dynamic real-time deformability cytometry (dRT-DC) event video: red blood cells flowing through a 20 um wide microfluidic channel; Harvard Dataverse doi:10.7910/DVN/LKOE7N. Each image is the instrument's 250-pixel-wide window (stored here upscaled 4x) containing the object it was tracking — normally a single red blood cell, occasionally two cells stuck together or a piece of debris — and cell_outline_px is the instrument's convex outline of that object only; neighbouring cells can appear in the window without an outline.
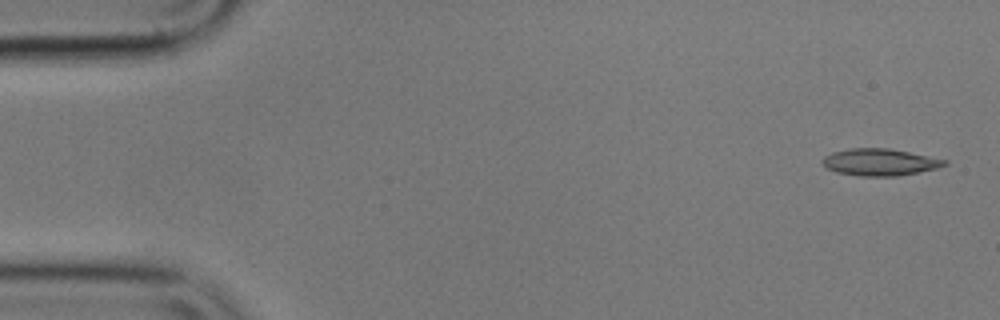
{"species": "common noctule bat (a hibernating species)", "species_latin": "Nyctalus noctula", "temperature_condition": "cold", "stored_images_in_passage": 43, "camera_frame_rate_fps": 3000, "um_per_image_px": 0.085, "animal": {"sex": "male", "body_mass_g": 17.9}, "frame": {"image": 1, "passage_image": 1, "time_ms": 0.0, "image_size_px": [1000, 320], "cell_outline_px": [[948, 164], [936, 168], [896, 176], [860, 176], [836, 172], [828, 168], [820, 160], [824, 156], [832, 152], [852, 148], [888, 148], [948, 160]], "centroid_in_image_um": [74.76, 13.78], "position_along_channel_um": 10.2, "area_um2": 18.96}}
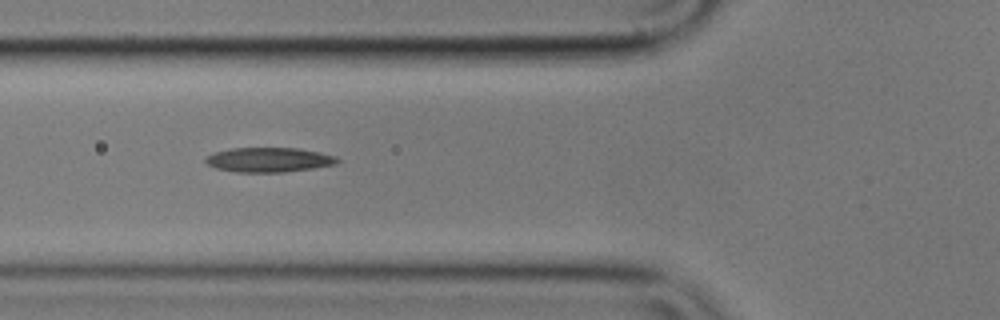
{"frame": {"image": 2, "passage_image": 19, "time_ms": 6.0, "image_size_px": [1000, 320], "cell_outline_px": [[340, 160], [336, 164], [312, 168], [284, 172], [236, 172], [216, 168], [208, 164], [204, 160], [212, 152], [232, 148], [300, 148], [320, 152], [336, 156]], "centroid_in_image_um": [22.86, 13.57], "position_along_channel_um": 102.9, "area_um2": 18.9}}
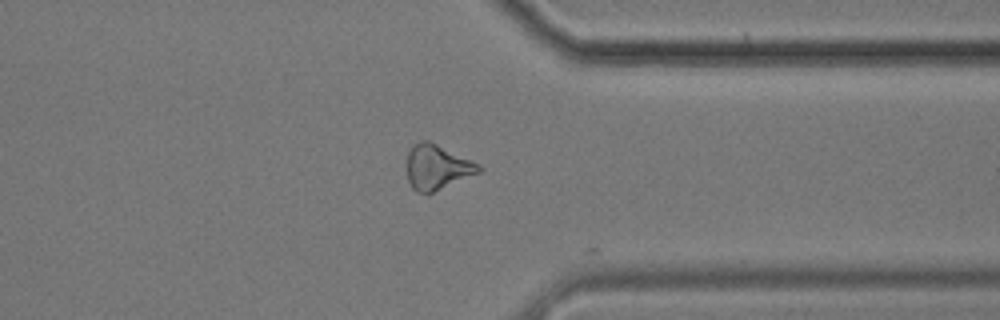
{"frame": {"image": 3, "passage_image": 42, "time_ms": 13.667, "image_size_px": [1000, 320], "cell_outline_px": [[484, 168], [480, 172], [432, 192], [416, 192], [412, 188], [408, 180], [408, 152], [420, 140], [428, 140], [480, 164]], "centroid_in_image_um": [37.17, 14.2], "position_along_channel_um": 374.2, "area_um2": 18.38}}